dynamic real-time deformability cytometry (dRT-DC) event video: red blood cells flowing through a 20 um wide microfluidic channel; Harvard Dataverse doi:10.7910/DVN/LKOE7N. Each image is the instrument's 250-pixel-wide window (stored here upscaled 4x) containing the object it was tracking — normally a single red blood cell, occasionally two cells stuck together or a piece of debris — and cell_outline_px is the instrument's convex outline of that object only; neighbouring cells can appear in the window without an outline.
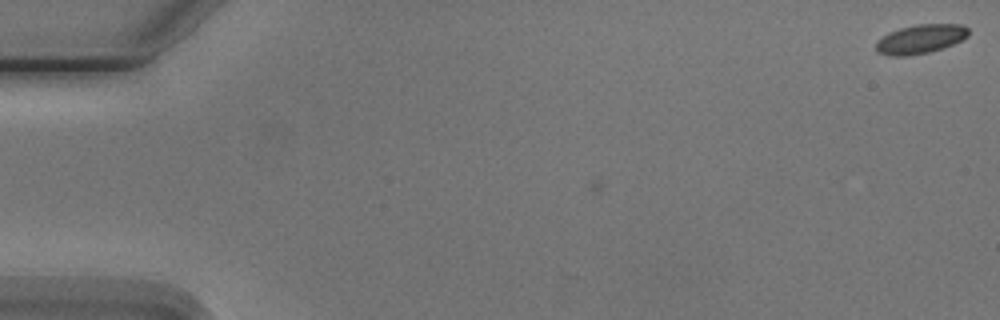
{"species": "Egyptian fruit bat (a non-hibernating species)", "species_latin": "Rousettus aegyptiacus", "temperature_condition": "cold", "stored_images_in_passage": 6, "camera_frame_rate_fps": 3000, "um_per_image_px": 0.085, "animal": {"sex": "male"}, "frame": {"image": 1, "passage_image": 1, "time_ms": 0.0, "image_size_px": [1000, 320], "cell_outline_px": [[968, 36], [952, 44], [928, 52], [908, 56], [888, 56], [876, 52], [876, 44], [888, 32], [900, 28], [920, 24], [960, 24], [968, 28]], "centroid_in_image_um": [78.22, 3.32], "position_along_channel_um": 6.8, "area_um2": 15.43}}
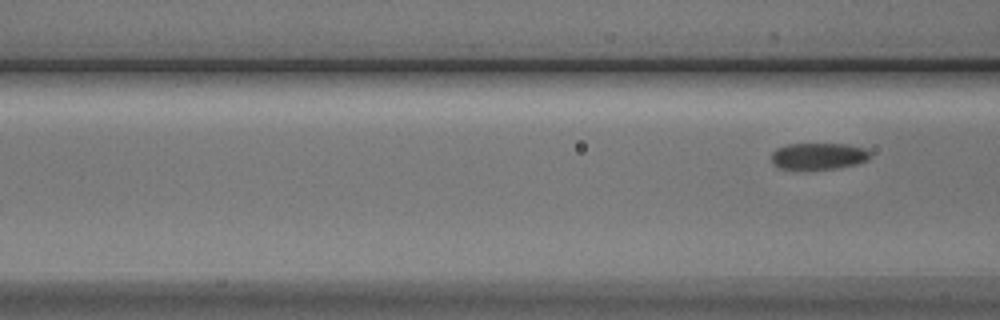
{"frame": {"image": 2, "passage_image": 6, "time_ms": 6.667, "image_size_px": [1000, 320], "cell_outline_px": [[872, 152], [868, 160], [856, 164], [836, 168], [780, 168], [772, 160], [772, 152], [776, 148], [788, 144], [848, 144], [864, 148]], "centroid_in_image_um": [69.62, 13.24], "position_along_channel_um": 97.0, "area_um2": 15.03}}